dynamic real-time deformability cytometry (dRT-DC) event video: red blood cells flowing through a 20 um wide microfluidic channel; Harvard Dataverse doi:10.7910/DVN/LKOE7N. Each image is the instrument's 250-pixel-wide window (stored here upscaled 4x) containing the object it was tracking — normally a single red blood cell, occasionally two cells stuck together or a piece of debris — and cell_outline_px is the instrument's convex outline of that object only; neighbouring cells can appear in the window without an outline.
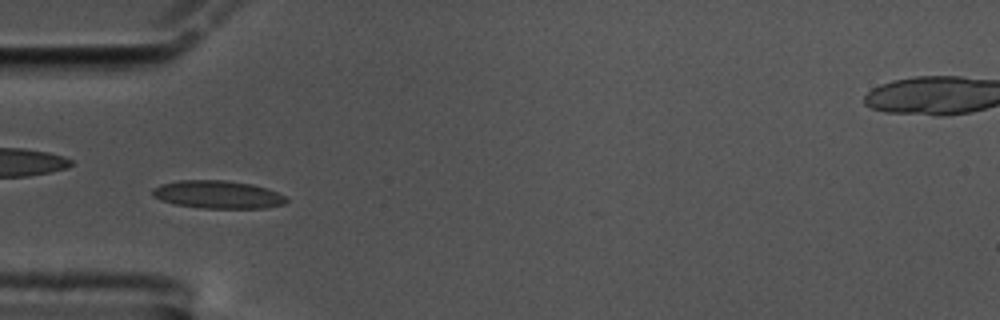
{"species": "common noctule bat (a hibernating species)", "species_latin": "Nyctalus noctula", "temperature_condition": "cold", "stored_images_in_passage": 45, "camera_frame_rate_fps": 3000, "um_per_image_px": 0.085, "animal": {"sex": "male", "body_mass_g": 17.5, "forearm_length_mm": 52.3}, "frame": {"image": 1, "passage_image": 4, "time_ms": 1.0, "image_size_px": [1000, 320], "cell_outline_px": [[288, 200], [284, 204], [268, 208], [200, 208], [176, 204], [160, 200], [152, 192], [152, 188], [160, 184], [180, 180], [228, 180], [252, 184], [276, 192], [284, 196]], "centroid_in_image_um": [18.51, 16.53], "position_along_channel_um": 66.5, "area_um2": 21.68}}
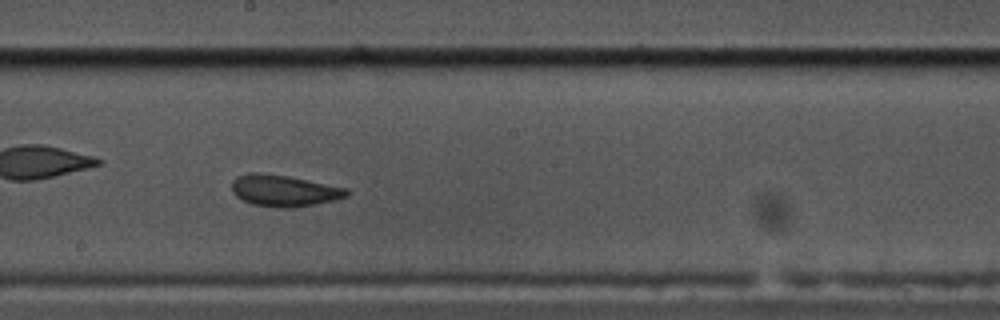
{"frame": {"image": 2, "passage_image": 18, "time_ms": 5.667, "image_size_px": [1000, 320], "cell_outline_px": [[352, 192], [348, 196], [316, 204], [292, 208], [276, 208], [252, 204], [236, 196], [232, 192], [232, 180], [236, 176], [248, 172], [260, 172], [288, 176], [348, 188]], "centroid_in_image_um": [24.13, 16.2], "position_along_channel_um": 224.1, "area_um2": 21.33}}
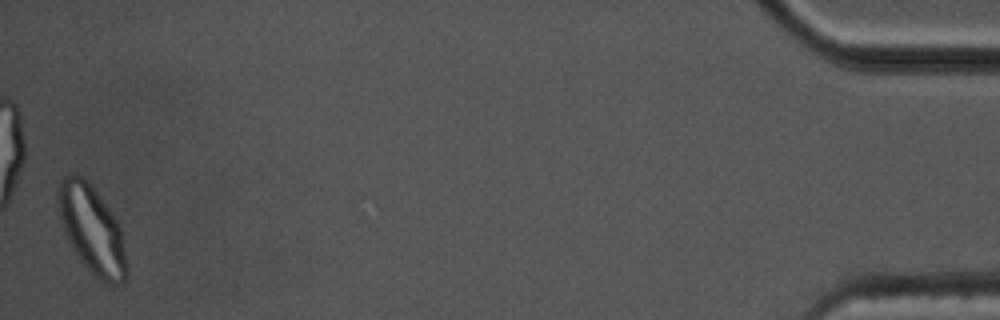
{"frame": {"image": 3, "passage_image": 44, "time_ms": 14.333, "image_size_px": [1000, 320], "cell_outline_px": [[128, 272], [124, 280], [120, 284], [108, 284], [100, 280], [80, 260], [68, 240], [64, 232], [56, 208], [56, 188], [60, 180], [64, 176], [72, 172], [76, 172], [84, 176], [112, 212], [120, 228], [128, 268]], "centroid_in_image_um": [7.76, 19.45], "position_along_channel_um": 427.4, "area_um2": 35.43}, "authors_computed_cell_mechanics": {"area_um2": 21.3282, "velocity_mm_per_s": 3.3968, "shape_relaxation_time_tau1_ms": null, "shape_relaxation_time_tau2_ms": 1.1283, "deformation_change_tau1": null, "deformation_change_tau2": 0.0613}}